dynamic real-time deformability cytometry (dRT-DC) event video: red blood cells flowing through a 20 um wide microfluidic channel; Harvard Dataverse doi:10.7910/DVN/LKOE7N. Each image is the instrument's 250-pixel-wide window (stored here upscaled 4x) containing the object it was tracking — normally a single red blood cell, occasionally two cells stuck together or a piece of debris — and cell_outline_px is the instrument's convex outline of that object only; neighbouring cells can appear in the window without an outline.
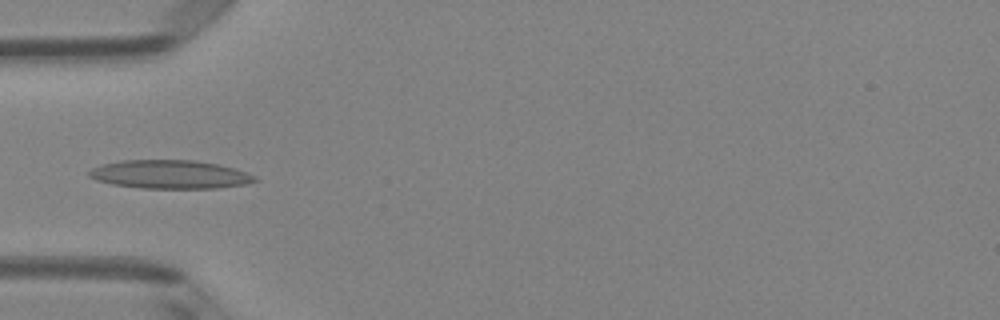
{"species": "Egyptian fruit bat (a non-hibernating species)", "species_latin": "Rousettus aegyptiacus", "temperature_condition": "room temperature", "stored_images_in_passage": 4, "camera_frame_rate_fps": 3000, "um_per_image_px": 0.085, "animal": {"sex": "female"}, "frame": {"image": 1, "passage_image": 4, "time_ms": 1.0, "image_size_px": [1000, 320], "cell_outline_px": [[256, 180], [244, 184], [216, 188], [140, 188], [112, 184], [96, 180], [88, 176], [88, 172], [92, 168], [100, 164], [120, 160], [196, 160], [220, 164], [256, 176]], "centroid_in_image_um": [14.38, 14.81], "position_along_channel_um": 70.6, "area_um2": 27.51}}